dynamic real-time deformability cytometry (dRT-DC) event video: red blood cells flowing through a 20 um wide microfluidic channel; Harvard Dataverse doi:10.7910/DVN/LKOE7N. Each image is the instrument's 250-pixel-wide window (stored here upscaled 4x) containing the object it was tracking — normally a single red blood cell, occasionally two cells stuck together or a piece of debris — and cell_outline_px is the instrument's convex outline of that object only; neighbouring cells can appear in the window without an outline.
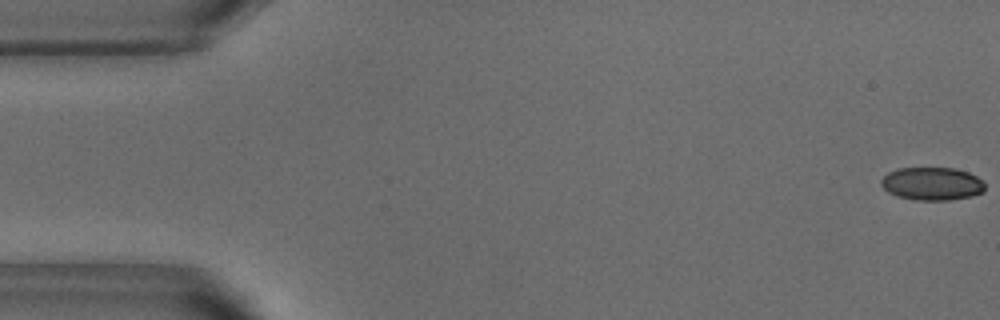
{"species": "common noctule bat (a hibernating species)", "species_latin": "Nyctalus noctula", "temperature_condition": "warm", "stored_images_in_passage": 27, "camera_frame_rate_fps": 3000, "um_per_image_px": 0.085, "animal": {"sex": "male", "body_mass_g": 18.8}, "frame": {"image": 1, "passage_image": 1, "time_ms": 0.0, "image_size_px": [1000, 320], "cell_outline_px": [[984, 192], [972, 196], [948, 200], [916, 200], [896, 196], [888, 192], [880, 184], [880, 180], [888, 172], [896, 168], [956, 168], [968, 172], [984, 180]], "centroid_in_image_um": [79.22, 15.61], "position_along_channel_um": 5.8, "area_um2": 20.17}}